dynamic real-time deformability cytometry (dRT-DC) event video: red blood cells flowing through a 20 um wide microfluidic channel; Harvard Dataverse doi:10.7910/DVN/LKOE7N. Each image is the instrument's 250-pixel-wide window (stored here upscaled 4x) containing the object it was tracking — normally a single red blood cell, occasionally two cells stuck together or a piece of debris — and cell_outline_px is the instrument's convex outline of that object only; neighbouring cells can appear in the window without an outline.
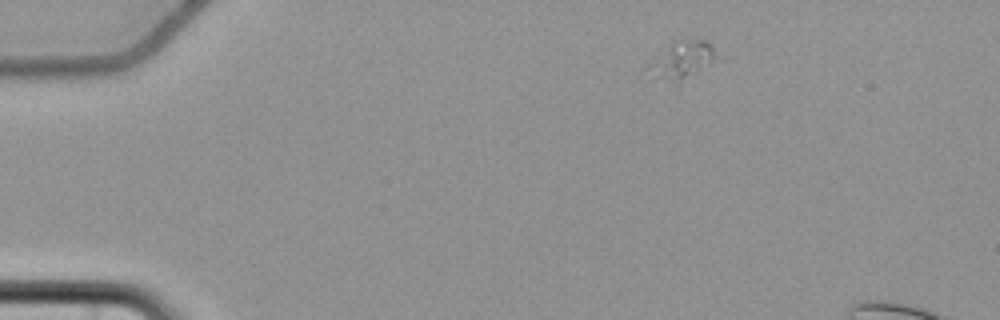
{"species": "common noctule bat (a hibernating species)", "species_latin": "Nyctalus noctula", "temperature_condition": "cold", "stored_images_in_passage": 3, "camera_frame_rate_fps": 3000, "um_per_image_px": 0.085, "animal": {"sex": "female", "body_mass_g": 22.7, "forearm_length_mm": 54.2}, "frame": {"image": 1, "passage_image": 1, "time_ms": 0.0, "image_size_px": [1000, 320], "cell_outline_px": [[712, 60], [708, 64], [680, 88], [640, 76], [640, 72], [672, 40], [708, 40], [712, 44]], "centroid_in_image_um": [57.72, 5.28], "position_along_channel_um": 27.3, "area_um2": 16.3}}